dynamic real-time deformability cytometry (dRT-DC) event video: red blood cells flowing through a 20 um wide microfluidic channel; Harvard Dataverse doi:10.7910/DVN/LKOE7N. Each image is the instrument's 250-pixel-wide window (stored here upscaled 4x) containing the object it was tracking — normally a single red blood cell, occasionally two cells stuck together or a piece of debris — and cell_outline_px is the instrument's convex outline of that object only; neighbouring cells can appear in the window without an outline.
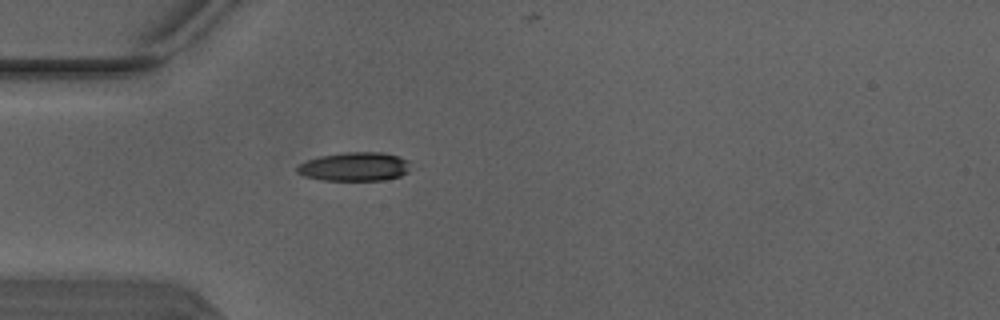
{"species": "Egyptian fruit bat (a non-hibernating species)", "species_latin": "Rousettus aegyptiacus", "temperature_condition": "warm", "stored_images_in_passage": 1, "camera_frame_rate_fps": 3000, "um_per_image_px": 0.085, "animal": {"sex": "male"}, "frame": {"image": 1, "passage_image": 1, "time_ms": 0.0, "image_size_px": [1000, 320], "cell_outline_px": [[408, 172], [400, 176], [384, 180], [324, 180], [304, 176], [296, 172], [296, 168], [300, 164], [308, 160], [320, 156], [344, 152], [384, 152], [400, 156], [408, 160]], "centroid_in_image_um": [30.15, 14.16], "position_along_channel_um": 54.8, "area_um2": 19.02}}